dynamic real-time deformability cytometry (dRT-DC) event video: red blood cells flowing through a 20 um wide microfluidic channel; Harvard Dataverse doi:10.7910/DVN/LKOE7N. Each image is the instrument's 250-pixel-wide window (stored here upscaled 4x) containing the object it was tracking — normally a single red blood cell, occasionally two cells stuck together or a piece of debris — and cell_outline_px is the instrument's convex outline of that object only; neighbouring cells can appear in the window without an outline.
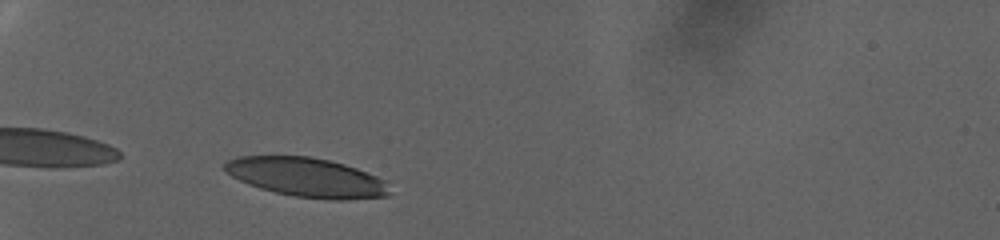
{"species": "human", "species_latin": "Homo sapiens", "temperature_condition": "warm", "stored_images_in_passage": 44, "camera_frame_rate_fps": 3000, "um_per_image_px": 0.085, "donor": {"sex": "female"}, "frame": {"image": 1, "passage_image": 2, "time_ms": 0.333, "image_size_px": [1000, 240], "cell_outline_px": [[392, 192], [388, 196], [348, 200], [328, 200], [296, 196], [276, 192], [260, 188], [248, 184], [232, 176], [224, 168], [224, 164], [228, 160], [240, 156], [308, 156], [328, 160], [344, 164], [356, 168], [376, 176], [384, 180]], "centroid_in_image_um": [26.11, 15.08], "position_along_channel_um": 58.9, "area_um2": 37.51}}
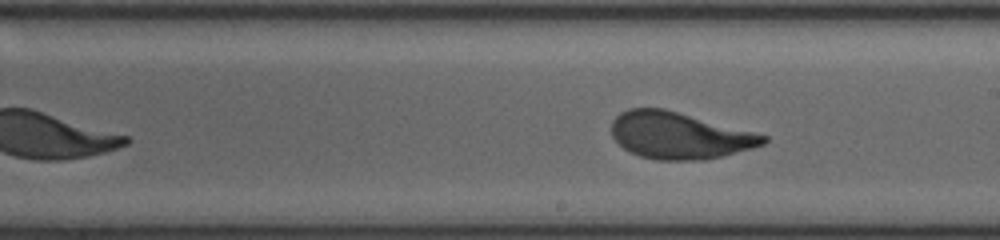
{"frame": {"image": 2, "passage_image": 23, "time_ms": 7.333, "image_size_px": [1000, 240], "cell_outline_px": [[768, 140], [764, 144], [752, 148], [704, 160], [656, 160], [640, 156], [624, 148], [612, 136], [612, 120], [620, 112], [628, 108], [664, 108], [768, 136]], "centroid_in_image_um": [57.71, 11.51], "position_along_channel_um": 231.3, "area_um2": 40.98}}
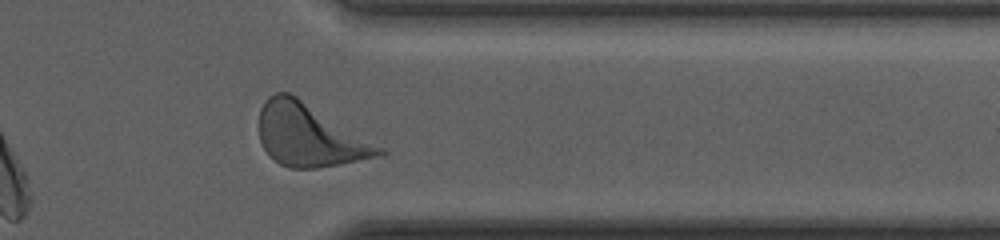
{"frame": {"image": 3, "passage_image": 39, "time_ms": 12.667, "image_size_px": [1000, 240], "cell_outline_px": [[388, 152], [384, 156], [316, 168], [288, 168], [280, 164], [264, 148], [260, 140], [260, 108], [264, 100], [268, 96], [276, 92], [288, 92], [296, 96], [384, 148]], "centroid_in_image_um": [26.32, 11.5], "position_along_channel_um": 385.1, "area_um2": 43.23}, "authors_computed_cell_mechanics": {"area_um2": 41.5871, "velocity_mm_per_s": 2.9004, "shape_relaxation_time_tau1_ms": 3.3437, "shape_relaxation_time_tau2_ms": null, "deformation_change_tau1": 0.1734, "deformation_change_tau2": null}}